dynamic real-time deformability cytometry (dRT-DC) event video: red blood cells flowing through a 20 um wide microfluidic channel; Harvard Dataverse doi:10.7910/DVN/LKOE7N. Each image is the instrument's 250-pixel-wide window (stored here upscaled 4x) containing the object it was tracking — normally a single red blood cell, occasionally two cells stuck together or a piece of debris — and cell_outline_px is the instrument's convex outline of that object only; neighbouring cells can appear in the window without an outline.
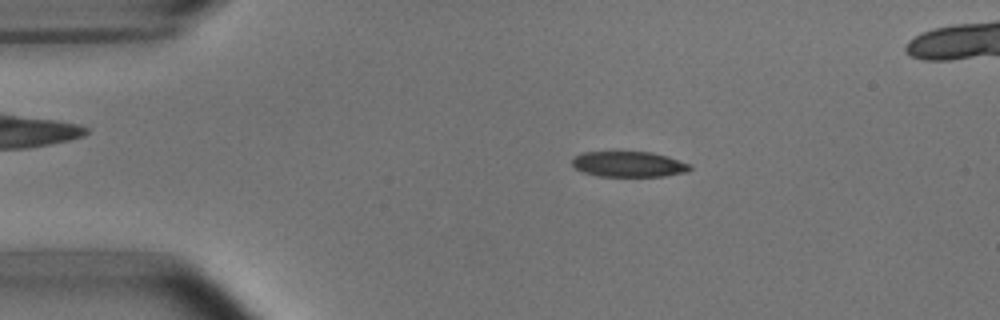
{"species": "common noctule bat (a hibernating species)", "species_latin": "Nyctalus noctula", "temperature_condition": "room temperature", "stored_images_in_passage": 45, "camera_frame_rate_fps": 3000, "um_per_image_px": 0.085, "animal": {"sex": "male", "body_mass_g": 15.6}, "frame": {"image": 1, "passage_image": 3, "time_ms": 0.667, "image_size_px": [1000, 320], "cell_outline_px": [[692, 168], [688, 172], [664, 176], [600, 176], [584, 172], [576, 168], [572, 164], [572, 156], [584, 152], [652, 152], [668, 156], [692, 164]], "centroid_in_image_um": [53.49, 13.95], "position_along_channel_um": 31.5, "area_um2": 17.63}}
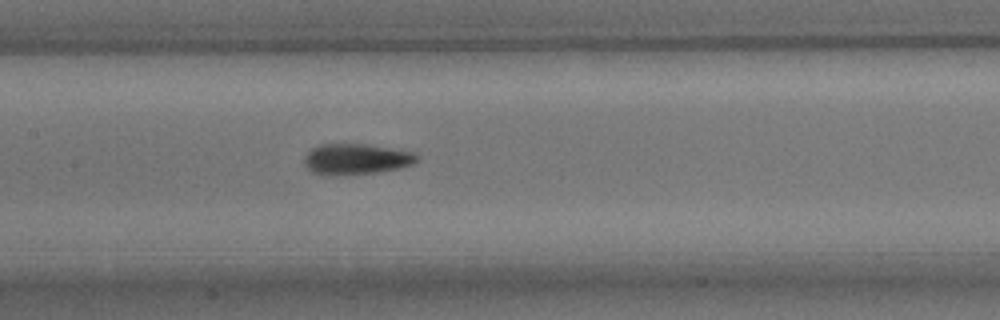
{"frame": {"image": 2, "passage_image": 18, "time_ms": 5.667, "image_size_px": [1000, 320], "cell_outline_px": [[420, 160], [412, 164], [400, 168], [380, 172], [344, 176], [320, 176], [312, 172], [304, 164], [304, 156], [312, 148], [320, 144], [364, 144], [412, 152], [420, 156]], "centroid_in_image_um": [30.24, 13.56], "position_along_channel_um": 177.2, "area_um2": 20.63}}
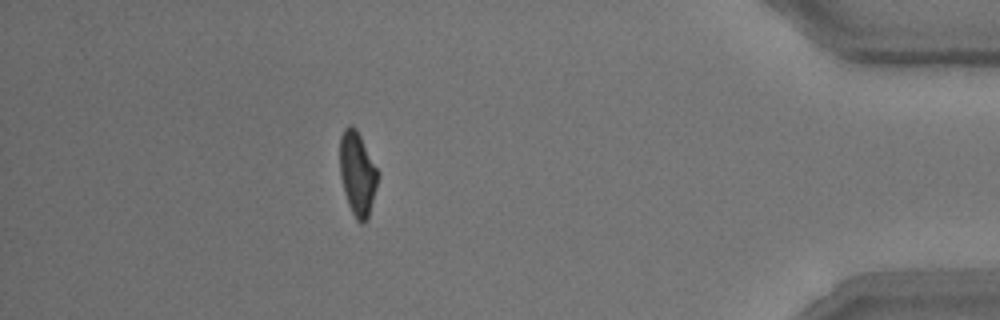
{"frame": {"image": 3, "passage_image": 40, "time_ms": 13.0, "image_size_px": [1000, 320], "cell_outline_px": [[380, 172], [368, 220], [356, 220], [348, 204], [344, 192], [340, 176], [340, 136], [344, 128], [348, 124], [352, 124], [356, 128]], "centroid_in_image_um": [30.39, 14.71], "position_along_channel_um": 404.8, "area_um2": 18.67}, "authors_computed_cell_mechanics": {"area_um2": 19.3052, "velocity_mm_per_s": 3.7589, "shape_relaxation_time_tau1_ms": 3.8485, "shape_relaxation_time_tau2_ms": 1.7095, "deformation_change_tau1": 0.1598, "deformation_change_tau2": 0.0966}}